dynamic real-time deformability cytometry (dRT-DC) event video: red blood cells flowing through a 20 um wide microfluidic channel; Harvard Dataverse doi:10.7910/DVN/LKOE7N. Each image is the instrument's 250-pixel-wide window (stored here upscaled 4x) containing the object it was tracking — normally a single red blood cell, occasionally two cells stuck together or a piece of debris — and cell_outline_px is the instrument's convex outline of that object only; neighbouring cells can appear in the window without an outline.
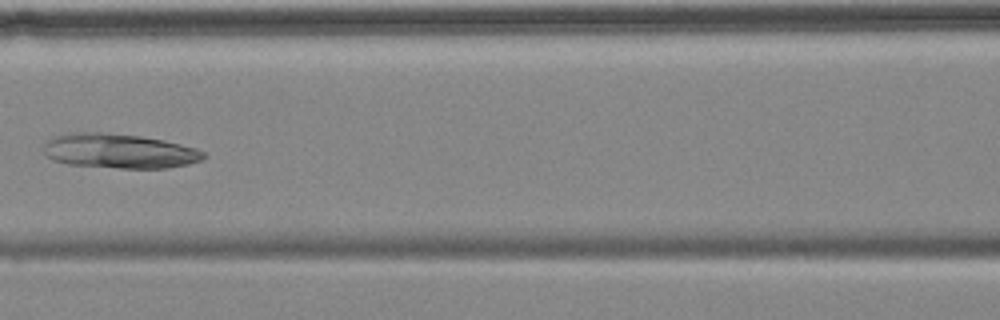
{"species": "common noctule bat (a hibernating species)", "species_latin": "Nyctalus noctula", "temperature_condition": "cold", "stored_images_in_passage": 9, "camera_frame_rate_fps": 3000, "um_per_image_px": 0.085, "animal": {"sex": "female", "body_mass_g": 18.4}, "frame": {"image": 1, "passage_image": 6, "time_ms": 6.0, "image_size_px": [1000, 320], "cell_outline_px": [[208, 156], [200, 160], [188, 164], [164, 168], [120, 168], [68, 164], [52, 160], [40, 148], [52, 136], [64, 132], [104, 132], [140, 136], [164, 140], [196, 148], [204, 152]], "centroid_in_image_um": [10.08, 12.82], "position_along_channel_um": 156.5, "area_um2": 32.54}}
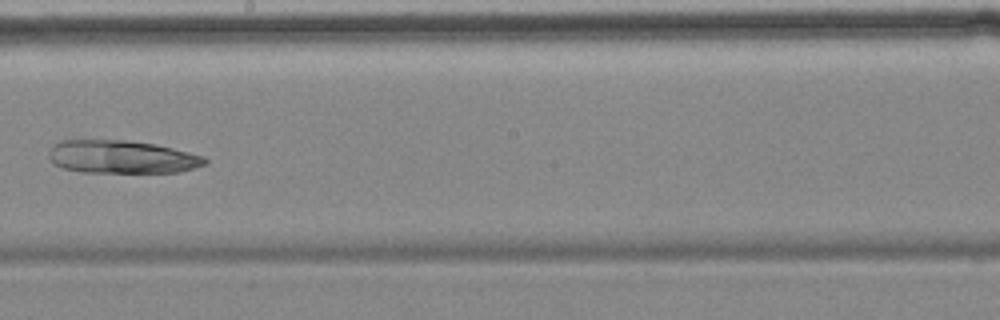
{"frame": {"image": 2, "passage_image": 8, "time_ms": 8.333, "image_size_px": [1000, 320], "cell_outline_px": [[208, 164], [180, 172], [80, 172], [64, 168], [56, 164], [48, 156], [48, 152], [60, 140], [128, 140], [156, 144], [204, 156], [208, 160]], "centroid_in_image_um": [10.39, 13.33], "position_along_channel_um": 237.8, "area_um2": 30.0}}
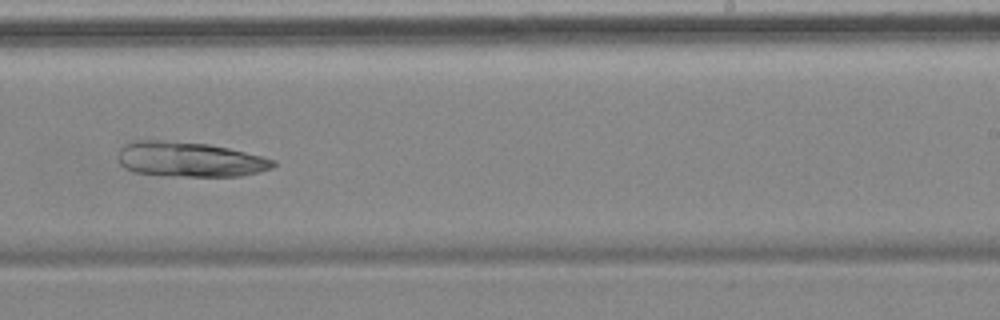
{"frame": {"image": 3, "passage_image": 9, "time_ms": 9.333, "image_size_px": [1000, 320], "cell_outline_px": [[276, 164], [272, 168], [260, 172], [240, 176], [160, 176], [132, 172], [124, 168], [116, 160], [116, 156], [120, 148], [124, 144], [132, 140], [160, 140], [208, 144], [228, 148], [276, 160]], "centroid_in_image_um": [16.04, 13.56], "position_along_channel_um": 273.0, "area_um2": 32.02}}